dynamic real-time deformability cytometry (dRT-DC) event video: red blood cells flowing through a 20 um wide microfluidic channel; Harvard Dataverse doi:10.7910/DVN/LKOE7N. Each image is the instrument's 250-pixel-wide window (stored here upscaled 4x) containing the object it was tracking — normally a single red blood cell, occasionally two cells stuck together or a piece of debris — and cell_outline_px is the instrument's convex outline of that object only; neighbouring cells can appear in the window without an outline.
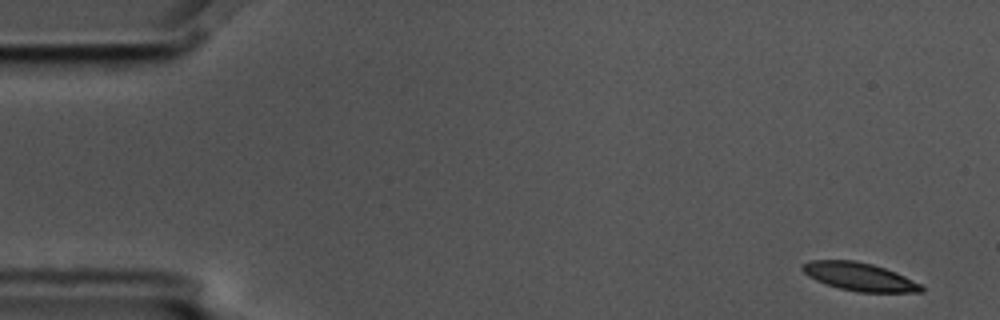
{"species": "common noctule bat (a hibernating species)", "species_latin": "Nyctalus noctula", "temperature_condition": "cold", "stored_images_in_passage": 5, "camera_frame_rate_fps": 3000, "um_per_image_px": 0.085, "animal": {"sex": "male", "body_mass_g": 17.5, "forearm_length_mm": 52.3}, "frame": {"image": 1, "passage_image": 1, "time_ms": 0.0, "image_size_px": [1000, 320], "cell_outline_px": [[924, 292], [860, 292], [840, 288], [816, 280], [808, 276], [800, 268], [800, 264], [812, 260], [856, 260], [872, 264], [896, 272], [920, 284], [924, 288]], "centroid_in_image_um": [73.03, 23.51], "position_along_channel_um": 12.0, "area_um2": 19.36}}
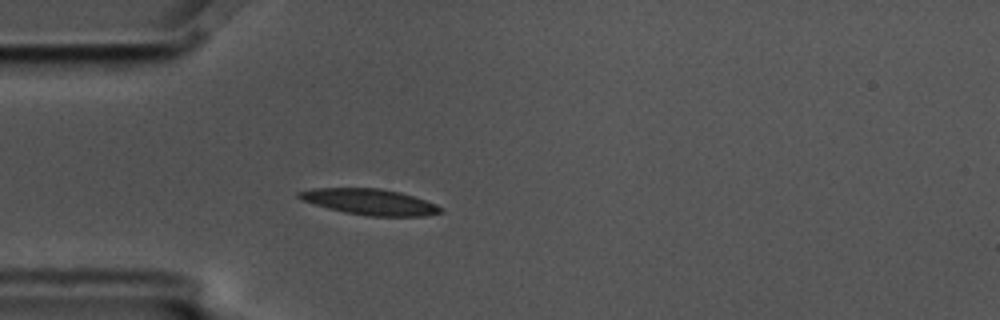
{"frame": {"image": 2, "passage_image": 5, "time_ms": 1.333, "image_size_px": [1000, 320], "cell_outline_px": [[444, 212], [424, 216], [368, 216], [344, 212], [328, 208], [300, 200], [296, 196], [296, 192], [312, 188], [380, 188], [400, 192], [436, 204], [444, 208]], "centroid_in_image_um": [31.41, 17.16], "position_along_channel_um": 53.6, "area_um2": 21.5}}